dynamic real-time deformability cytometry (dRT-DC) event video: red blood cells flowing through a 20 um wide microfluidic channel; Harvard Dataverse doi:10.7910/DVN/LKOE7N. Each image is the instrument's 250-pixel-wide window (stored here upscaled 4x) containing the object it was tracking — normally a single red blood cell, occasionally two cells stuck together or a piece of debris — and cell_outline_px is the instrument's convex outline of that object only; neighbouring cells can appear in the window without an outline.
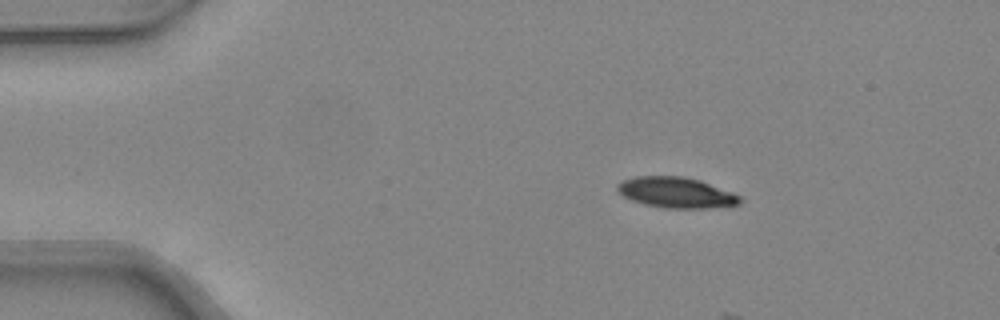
{"species": "common noctule bat (a hibernating species)", "species_latin": "Nyctalus noctula", "temperature_condition": "warm", "stored_images_in_passage": 3, "camera_frame_rate_fps": 3000, "um_per_image_px": 0.085, "animal": {"sex": "female", "body_mass_g": 24.6, "forearm_length_mm": 56.2}, "frame": {"image": 1, "passage_image": 1, "time_ms": 0.0, "image_size_px": [1000, 320], "cell_outline_px": [[744, 200], [740, 204], [708, 208], [664, 208], [644, 204], [632, 200], [616, 192], [616, 184], [624, 180], [636, 176], [684, 176], [700, 180], [732, 192], [740, 196]], "centroid_in_image_um": [57.47, 16.36], "position_along_channel_um": 27.5, "area_um2": 22.02}}